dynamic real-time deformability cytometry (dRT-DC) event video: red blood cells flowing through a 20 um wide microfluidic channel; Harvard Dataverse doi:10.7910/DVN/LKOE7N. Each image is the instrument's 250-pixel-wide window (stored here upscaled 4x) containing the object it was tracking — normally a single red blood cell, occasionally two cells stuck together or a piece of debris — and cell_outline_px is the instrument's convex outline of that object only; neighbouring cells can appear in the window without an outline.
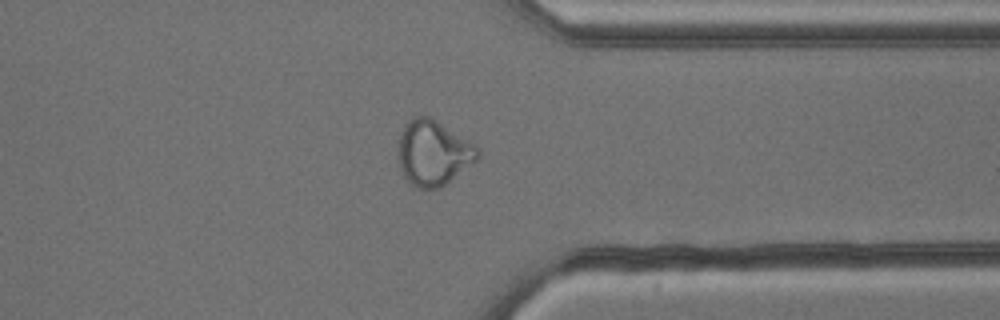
{"species": "common noctule bat (a hibernating species)", "species_latin": "Nyctalus noctula", "temperature_condition": "cold", "stored_images_in_passage": 44, "camera_frame_rate_fps": 3000, "um_per_image_px": 0.085, "animal": {"sex": "male", "body_mass_g": 13.3}, "frame": {"image": 1, "passage_image": 32, "time_ms": 10.333, "image_size_px": [1000, 320], "cell_outline_px": [[480, 156], [476, 160], [440, 188], [416, 188], [404, 176], [400, 168], [400, 132], [404, 124], [408, 120], [416, 116], [432, 116], [476, 144], [480, 148]], "centroid_in_image_um": [36.86, 12.95], "position_along_channel_um": 374.5, "area_um2": 30.17}}
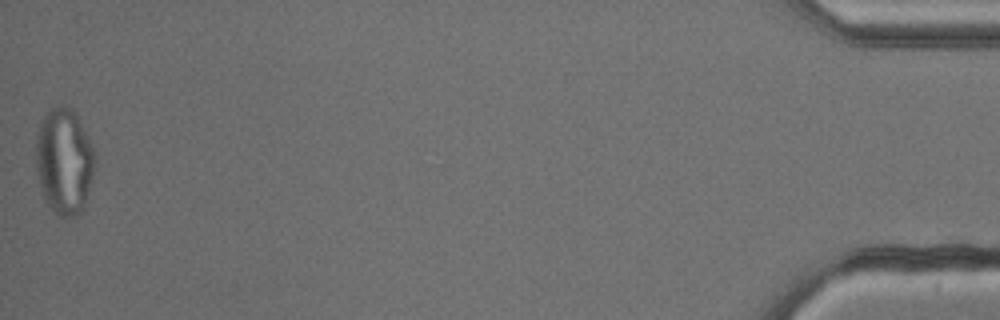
{"frame": {"image": 2, "passage_image": 44, "time_ms": 14.333, "image_size_px": [1000, 320], "cell_outline_px": [[96, 156], [84, 204], [80, 212], [76, 216], [60, 216], [44, 200], [36, 168], [36, 132], [40, 120], [48, 108], [60, 104], [64, 104], [72, 108], [76, 112], [88, 136]], "centroid_in_image_um": [5.42, 13.6], "position_along_channel_um": 429.8, "area_um2": 36.53}}